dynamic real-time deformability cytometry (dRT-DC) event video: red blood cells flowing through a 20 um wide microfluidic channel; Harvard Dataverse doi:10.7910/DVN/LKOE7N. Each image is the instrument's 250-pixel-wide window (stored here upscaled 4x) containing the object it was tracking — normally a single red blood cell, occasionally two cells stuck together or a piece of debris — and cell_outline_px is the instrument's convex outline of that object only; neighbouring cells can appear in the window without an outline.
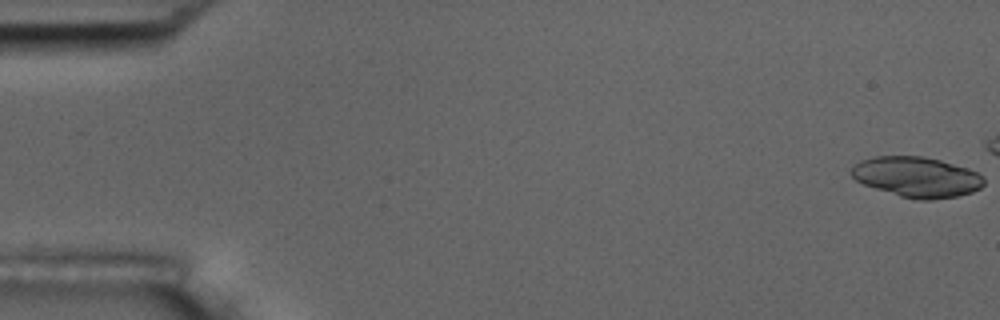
{"species": "common noctule bat (a hibernating species)", "species_latin": "Nyctalus noctula", "temperature_condition": "room temperature", "stored_images_in_passage": 17, "camera_frame_rate_fps": 3000, "um_per_image_px": 0.085, "animal": {"sex": "male", "body_mass_g": 17.5, "forearm_length_mm": 52.3}, "frame": {"image": 1, "passage_image": 1, "time_ms": 0.0, "image_size_px": [1000, 320], "cell_outline_px": [[984, 184], [980, 188], [972, 192], [956, 196], [932, 200], [920, 200], [900, 196], [864, 184], [856, 180], [852, 176], [852, 164], [860, 160], [872, 156], [924, 156], [940, 160], [968, 168], [984, 176]], "centroid_in_image_um": [77.93, 15.03], "position_along_channel_um": 7.1, "area_um2": 31.15}}